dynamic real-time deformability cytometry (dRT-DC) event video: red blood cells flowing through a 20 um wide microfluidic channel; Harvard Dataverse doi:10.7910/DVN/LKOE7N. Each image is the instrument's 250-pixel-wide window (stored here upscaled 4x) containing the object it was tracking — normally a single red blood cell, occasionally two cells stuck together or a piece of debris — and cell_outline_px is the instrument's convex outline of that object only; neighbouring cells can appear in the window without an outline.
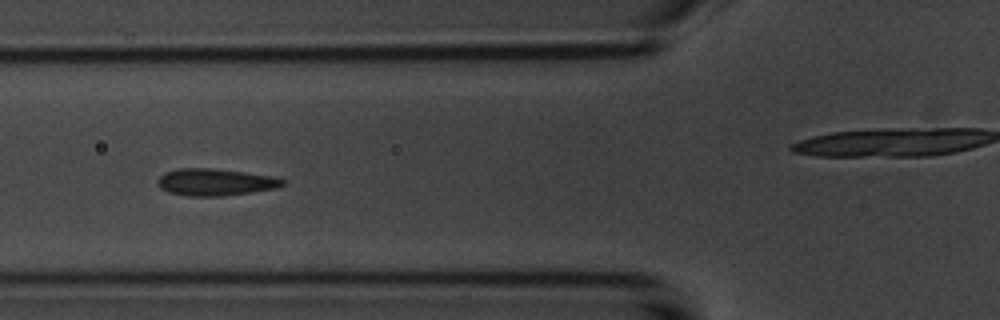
{"species": "common noctule bat (a hibernating species)", "species_latin": "Nyctalus noctula", "temperature_condition": "room temperature", "stored_images_in_passage": 10, "camera_frame_rate_fps": 3000, "um_per_image_px": 0.085, "animal": {"sex": "male", "body_mass_g": 20.1, "forearm_length_mm": 53.5}, "frame": {"image": 1, "passage_image": 4, "time_ms": 3.667, "image_size_px": [1000, 320], "cell_outline_px": [[288, 180], [284, 184], [276, 188], [220, 196], [188, 196], [168, 192], [160, 188], [156, 180], [164, 172], [180, 168], [212, 168], [244, 172], [272, 176]], "centroid_in_image_um": [18.27, 15.47], "position_along_channel_um": 107.5, "area_um2": 19.59}}
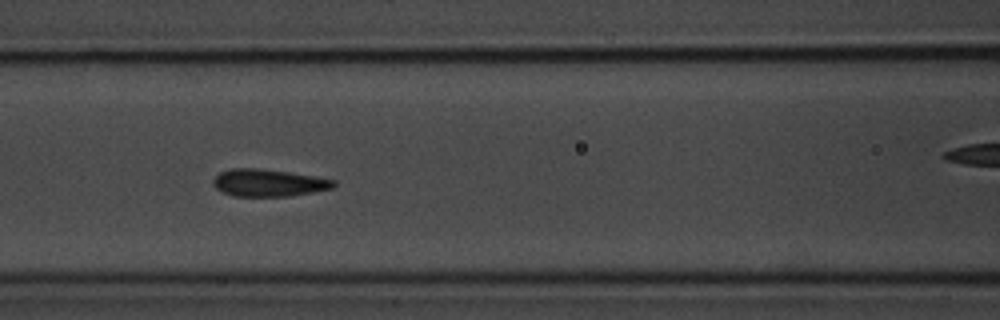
{"frame": {"image": 2, "passage_image": 5, "time_ms": 4.667, "image_size_px": [1000, 320], "cell_outline_px": [[336, 184], [332, 188], [312, 192], [288, 196], [236, 196], [224, 192], [216, 188], [212, 184], [212, 180], [220, 172], [232, 168], [256, 168], [288, 172], [336, 180]], "centroid_in_image_um": [22.8, 15.53], "position_along_channel_um": 143.8, "area_um2": 18.9}}